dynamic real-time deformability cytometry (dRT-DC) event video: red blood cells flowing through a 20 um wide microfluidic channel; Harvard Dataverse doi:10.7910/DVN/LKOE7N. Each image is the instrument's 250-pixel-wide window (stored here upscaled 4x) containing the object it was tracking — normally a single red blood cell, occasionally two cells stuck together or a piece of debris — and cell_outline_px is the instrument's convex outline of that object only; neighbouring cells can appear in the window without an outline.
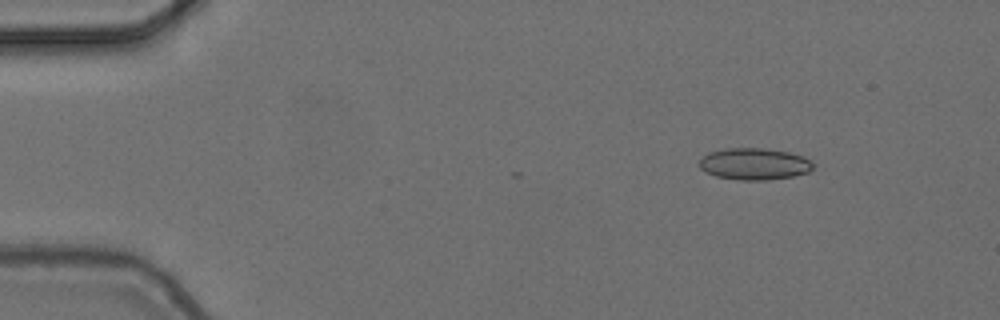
{"species": "common noctule bat (a hibernating species)", "species_latin": "Nyctalus noctula", "temperature_condition": "cold", "stored_images_in_passage": 4, "camera_frame_rate_fps": 3000, "um_per_image_px": 0.085, "animal": {"sex": "female", "body_mass_g": 24.6, "forearm_length_mm": 56.2}, "frame": {"image": 1, "passage_image": 2, "time_ms": 0.333, "image_size_px": [1000, 320], "cell_outline_px": [[812, 168], [808, 172], [792, 176], [768, 180], [740, 180], [716, 176], [704, 172], [700, 168], [700, 160], [708, 152], [728, 148], [764, 148], [788, 152], [804, 156], [812, 164]], "centroid_in_image_um": [64.09, 13.93], "position_along_channel_um": 20.9, "area_um2": 20.92}}